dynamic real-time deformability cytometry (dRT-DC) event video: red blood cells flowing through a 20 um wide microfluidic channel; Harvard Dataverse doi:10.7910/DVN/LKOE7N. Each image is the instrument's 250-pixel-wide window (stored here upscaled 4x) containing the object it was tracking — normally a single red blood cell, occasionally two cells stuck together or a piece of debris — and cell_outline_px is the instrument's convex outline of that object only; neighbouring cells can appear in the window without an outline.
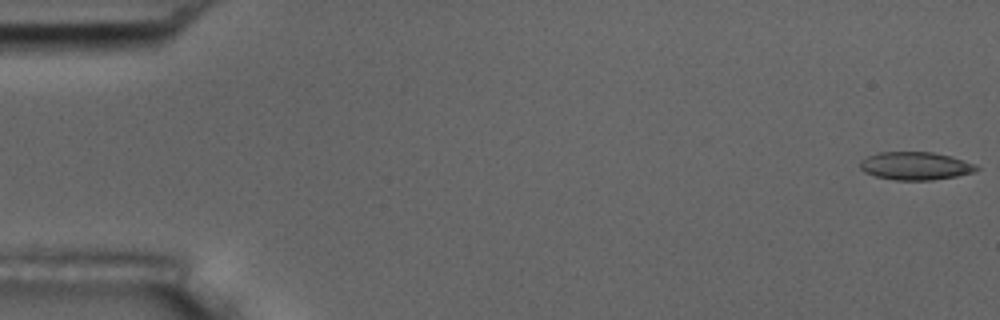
{"species": "common noctule bat (a hibernating species)", "species_latin": "Nyctalus noctula", "temperature_condition": "room temperature", "stored_images_in_passage": 55, "camera_frame_rate_fps": 3000, "um_per_image_px": 0.085, "animal": {"sex": "male", "body_mass_g": 17.5, "forearm_length_mm": 52.3}, "frame": {"image": 1, "passage_image": 1, "time_ms": 0.0, "image_size_px": [1000, 320], "cell_outline_px": [[980, 168], [972, 172], [956, 176], [932, 180], [896, 180], [876, 176], [864, 172], [860, 168], [860, 160], [868, 156], [880, 152], [932, 152], [952, 156], [976, 164]], "centroid_in_image_um": [77.81, 14.1], "position_along_channel_um": 7.2, "area_um2": 18.96}}
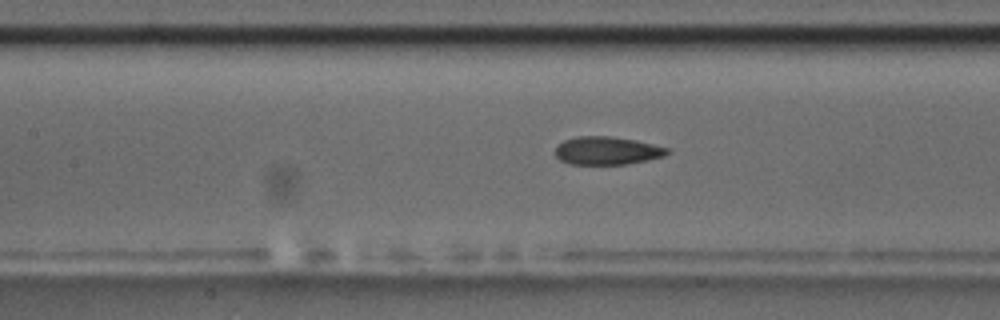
{"frame": {"image": 2, "passage_image": 25, "time_ms": 8.0, "image_size_px": [1000, 320], "cell_outline_px": [[672, 152], [664, 156], [648, 160], [624, 164], [572, 164], [560, 160], [556, 156], [556, 144], [564, 140], [576, 136], [612, 136], [636, 140], [672, 148]], "centroid_in_image_um": [51.64, 12.79], "position_along_channel_um": 155.8, "area_um2": 18.55}}
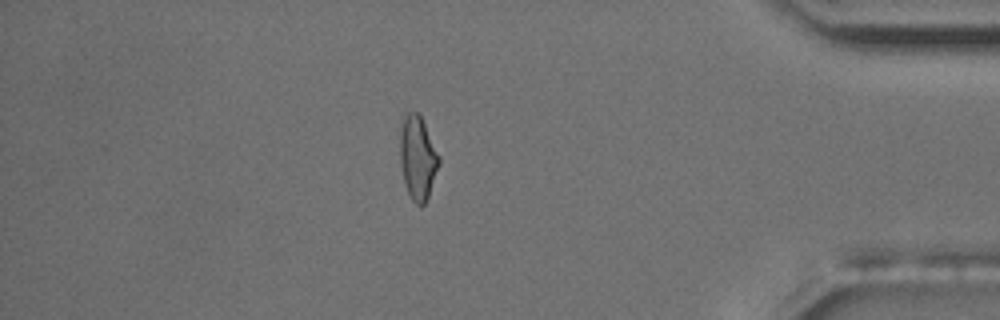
{"frame": {"image": 3, "passage_image": 48, "time_ms": 15.667, "image_size_px": [1000, 320], "cell_outline_px": [[440, 164], [428, 196], [424, 204], [420, 208], [412, 200], [408, 192], [404, 180], [400, 164], [400, 128], [404, 112], [420, 112], [440, 156]], "centroid_in_image_um": [35.51, 13.36], "position_along_channel_um": 399.7, "area_um2": 19.36}, "authors_computed_cell_mechanics": {"area_um2": 18.8428, "velocity_mm_per_s": 3.6591, "shape_relaxation_time_tau1_ms": 4.3454, "shape_relaxation_time_tau2_ms": 1.9917, "deformation_change_tau1": 0.133, "deformation_change_tau2": 0.0918}}